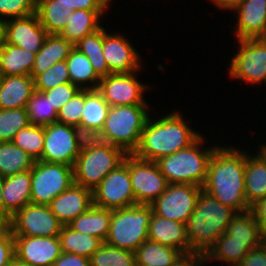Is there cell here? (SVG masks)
<instances>
[{
  "label": "cell",
  "mask_w": 266,
  "mask_h": 266,
  "mask_svg": "<svg viewBox=\"0 0 266 266\" xmlns=\"http://www.w3.org/2000/svg\"><path fill=\"white\" fill-rule=\"evenodd\" d=\"M245 150L218 145L208 163L202 190L236 213L251 210L245 198Z\"/></svg>",
  "instance_id": "1"
},
{
  "label": "cell",
  "mask_w": 266,
  "mask_h": 266,
  "mask_svg": "<svg viewBox=\"0 0 266 266\" xmlns=\"http://www.w3.org/2000/svg\"><path fill=\"white\" fill-rule=\"evenodd\" d=\"M174 111V112H173ZM171 111L162 117L147 119L142 131L138 148L133 153L137 158L147 161L158 159L173 154L194 143L202 134L190 127L183 113Z\"/></svg>",
  "instance_id": "2"
},
{
  "label": "cell",
  "mask_w": 266,
  "mask_h": 266,
  "mask_svg": "<svg viewBox=\"0 0 266 266\" xmlns=\"http://www.w3.org/2000/svg\"><path fill=\"white\" fill-rule=\"evenodd\" d=\"M237 213L214 197L201 191L193 214L186 223L191 253L206 254L226 232L229 221Z\"/></svg>",
  "instance_id": "3"
},
{
  "label": "cell",
  "mask_w": 266,
  "mask_h": 266,
  "mask_svg": "<svg viewBox=\"0 0 266 266\" xmlns=\"http://www.w3.org/2000/svg\"><path fill=\"white\" fill-rule=\"evenodd\" d=\"M204 135L194 143L156 161L169 184H192L202 187L205 183L208 163L215 148H204Z\"/></svg>",
  "instance_id": "4"
},
{
  "label": "cell",
  "mask_w": 266,
  "mask_h": 266,
  "mask_svg": "<svg viewBox=\"0 0 266 266\" xmlns=\"http://www.w3.org/2000/svg\"><path fill=\"white\" fill-rule=\"evenodd\" d=\"M149 104L113 106L101 130L103 140L133 154L139 146L142 131L150 116Z\"/></svg>",
  "instance_id": "5"
},
{
  "label": "cell",
  "mask_w": 266,
  "mask_h": 266,
  "mask_svg": "<svg viewBox=\"0 0 266 266\" xmlns=\"http://www.w3.org/2000/svg\"><path fill=\"white\" fill-rule=\"evenodd\" d=\"M152 214L151 206L143 204L112 210L109 233L105 243L135 252L148 240V228Z\"/></svg>",
  "instance_id": "6"
},
{
  "label": "cell",
  "mask_w": 266,
  "mask_h": 266,
  "mask_svg": "<svg viewBox=\"0 0 266 266\" xmlns=\"http://www.w3.org/2000/svg\"><path fill=\"white\" fill-rule=\"evenodd\" d=\"M126 155L121 148L106 142L81 151L73 165L74 183L92 191L123 163Z\"/></svg>",
  "instance_id": "7"
},
{
  "label": "cell",
  "mask_w": 266,
  "mask_h": 266,
  "mask_svg": "<svg viewBox=\"0 0 266 266\" xmlns=\"http://www.w3.org/2000/svg\"><path fill=\"white\" fill-rule=\"evenodd\" d=\"M73 183V166L37 160L31 169V203L49 205Z\"/></svg>",
  "instance_id": "8"
},
{
  "label": "cell",
  "mask_w": 266,
  "mask_h": 266,
  "mask_svg": "<svg viewBox=\"0 0 266 266\" xmlns=\"http://www.w3.org/2000/svg\"><path fill=\"white\" fill-rule=\"evenodd\" d=\"M238 51L229 62L228 75L246 84L266 86V44L259 39L237 40Z\"/></svg>",
  "instance_id": "9"
},
{
  "label": "cell",
  "mask_w": 266,
  "mask_h": 266,
  "mask_svg": "<svg viewBox=\"0 0 266 266\" xmlns=\"http://www.w3.org/2000/svg\"><path fill=\"white\" fill-rule=\"evenodd\" d=\"M92 197L93 205L104 209L116 210L135 205L128 169V154L123 163L104 177L92 190Z\"/></svg>",
  "instance_id": "10"
},
{
  "label": "cell",
  "mask_w": 266,
  "mask_h": 266,
  "mask_svg": "<svg viewBox=\"0 0 266 266\" xmlns=\"http://www.w3.org/2000/svg\"><path fill=\"white\" fill-rule=\"evenodd\" d=\"M128 169L135 205H150L169 185L155 161L143 160L134 154H128Z\"/></svg>",
  "instance_id": "11"
},
{
  "label": "cell",
  "mask_w": 266,
  "mask_h": 266,
  "mask_svg": "<svg viewBox=\"0 0 266 266\" xmlns=\"http://www.w3.org/2000/svg\"><path fill=\"white\" fill-rule=\"evenodd\" d=\"M202 187L192 184H169L150 206L153 214L186 224L193 214Z\"/></svg>",
  "instance_id": "12"
},
{
  "label": "cell",
  "mask_w": 266,
  "mask_h": 266,
  "mask_svg": "<svg viewBox=\"0 0 266 266\" xmlns=\"http://www.w3.org/2000/svg\"><path fill=\"white\" fill-rule=\"evenodd\" d=\"M62 226L48 205L26 204L10 218L13 236H58Z\"/></svg>",
  "instance_id": "13"
},
{
  "label": "cell",
  "mask_w": 266,
  "mask_h": 266,
  "mask_svg": "<svg viewBox=\"0 0 266 266\" xmlns=\"http://www.w3.org/2000/svg\"><path fill=\"white\" fill-rule=\"evenodd\" d=\"M137 74L138 71L102 77L97 90L110 107L148 104L143 94L151 85L143 84Z\"/></svg>",
  "instance_id": "14"
},
{
  "label": "cell",
  "mask_w": 266,
  "mask_h": 266,
  "mask_svg": "<svg viewBox=\"0 0 266 266\" xmlns=\"http://www.w3.org/2000/svg\"><path fill=\"white\" fill-rule=\"evenodd\" d=\"M79 154L73 126L59 122L44 126V148L40 161L73 166Z\"/></svg>",
  "instance_id": "15"
},
{
  "label": "cell",
  "mask_w": 266,
  "mask_h": 266,
  "mask_svg": "<svg viewBox=\"0 0 266 266\" xmlns=\"http://www.w3.org/2000/svg\"><path fill=\"white\" fill-rule=\"evenodd\" d=\"M103 27V56L111 74L141 71V54L122 33H109Z\"/></svg>",
  "instance_id": "16"
},
{
  "label": "cell",
  "mask_w": 266,
  "mask_h": 266,
  "mask_svg": "<svg viewBox=\"0 0 266 266\" xmlns=\"http://www.w3.org/2000/svg\"><path fill=\"white\" fill-rule=\"evenodd\" d=\"M15 258L29 266H53L62 254L58 236H14Z\"/></svg>",
  "instance_id": "17"
},
{
  "label": "cell",
  "mask_w": 266,
  "mask_h": 266,
  "mask_svg": "<svg viewBox=\"0 0 266 266\" xmlns=\"http://www.w3.org/2000/svg\"><path fill=\"white\" fill-rule=\"evenodd\" d=\"M48 33L40 24L36 13L6 20V43L37 53Z\"/></svg>",
  "instance_id": "18"
},
{
  "label": "cell",
  "mask_w": 266,
  "mask_h": 266,
  "mask_svg": "<svg viewBox=\"0 0 266 266\" xmlns=\"http://www.w3.org/2000/svg\"><path fill=\"white\" fill-rule=\"evenodd\" d=\"M93 205L92 191L73 183L48 205L62 225H68Z\"/></svg>",
  "instance_id": "19"
},
{
  "label": "cell",
  "mask_w": 266,
  "mask_h": 266,
  "mask_svg": "<svg viewBox=\"0 0 266 266\" xmlns=\"http://www.w3.org/2000/svg\"><path fill=\"white\" fill-rule=\"evenodd\" d=\"M237 15L235 39H259L266 31V0H242L233 10Z\"/></svg>",
  "instance_id": "20"
},
{
  "label": "cell",
  "mask_w": 266,
  "mask_h": 266,
  "mask_svg": "<svg viewBox=\"0 0 266 266\" xmlns=\"http://www.w3.org/2000/svg\"><path fill=\"white\" fill-rule=\"evenodd\" d=\"M148 240L173 247L183 255L190 254L186 224L181 222L152 214L148 228Z\"/></svg>",
  "instance_id": "21"
},
{
  "label": "cell",
  "mask_w": 266,
  "mask_h": 266,
  "mask_svg": "<svg viewBox=\"0 0 266 266\" xmlns=\"http://www.w3.org/2000/svg\"><path fill=\"white\" fill-rule=\"evenodd\" d=\"M257 151H245V198L250 207L266 197V156Z\"/></svg>",
  "instance_id": "22"
},
{
  "label": "cell",
  "mask_w": 266,
  "mask_h": 266,
  "mask_svg": "<svg viewBox=\"0 0 266 266\" xmlns=\"http://www.w3.org/2000/svg\"><path fill=\"white\" fill-rule=\"evenodd\" d=\"M2 196L3 214L9 218L31 203V170L5 177Z\"/></svg>",
  "instance_id": "23"
},
{
  "label": "cell",
  "mask_w": 266,
  "mask_h": 266,
  "mask_svg": "<svg viewBox=\"0 0 266 266\" xmlns=\"http://www.w3.org/2000/svg\"><path fill=\"white\" fill-rule=\"evenodd\" d=\"M34 91L35 84L31 75H2L0 79V109L25 108Z\"/></svg>",
  "instance_id": "24"
},
{
  "label": "cell",
  "mask_w": 266,
  "mask_h": 266,
  "mask_svg": "<svg viewBox=\"0 0 266 266\" xmlns=\"http://www.w3.org/2000/svg\"><path fill=\"white\" fill-rule=\"evenodd\" d=\"M74 46L60 34H48L43 47L36 53L31 76L35 79L55 63L65 61Z\"/></svg>",
  "instance_id": "25"
},
{
  "label": "cell",
  "mask_w": 266,
  "mask_h": 266,
  "mask_svg": "<svg viewBox=\"0 0 266 266\" xmlns=\"http://www.w3.org/2000/svg\"><path fill=\"white\" fill-rule=\"evenodd\" d=\"M106 11L73 10L68 15L69 21L60 34L73 46L82 38L90 35L102 27L101 21Z\"/></svg>",
  "instance_id": "26"
},
{
  "label": "cell",
  "mask_w": 266,
  "mask_h": 266,
  "mask_svg": "<svg viewBox=\"0 0 266 266\" xmlns=\"http://www.w3.org/2000/svg\"><path fill=\"white\" fill-rule=\"evenodd\" d=\"M111 216L112 210L92 205L85 213L72 220L68 226L105 242L109 233Z\"/></svg>",
  "instance_id": "27"
},
{
  "label": "cell",
  "mask_w": 266,
  "mask_h": 266,
  "mask_svg": "<svg viewBox=\"0 0 266 266\" xmlns=\"http://www.w3.org/2000/svg\"><path fill=\"white\" fill-rule=\"evenodd\" d=\"M35 58L36 53L5 43L0 48L1 75H30Z\"/></svg>",
  "instance_id": "28"
},
{
  "label": "cell",
  "mask_w": 266,
  "mask_h": 266,
  "mask_svg": "<svg viewBox=\"0 0 266 266\" xmlns=\"http://www.w3.org/2000/svg\"><path fill=\"white\" fill-rule=\"evenodd\" d=\"M225 234L232 237L233 241L246 242L251 249L260 246L265 240L251 210L237 213L229 221Z\"/></svg>",
  "instance_id": "29"
},
{
  "label": "cell",
  "mask_w": 266,
  "mask_h": 266,
  "mask_svg": "<svg viewBox=\"0 0 266 266\" xmlns=\"http://www.w3.org/2000/svg\"><path fill=\"white\" fill-rule=\"evenodd\" d=\"M250 250L246 242L233 241L232 237L223 234L205 254L206 264L213 263L215 260V262H224L227 266H236Z\"/></svg>",
  "instance_id": "30"
},
{
  "label": "cell",
  "mask_w": 266,
  "mask_h": 266,
  "mask_svg": "<svg viewBox=\"0 0 266 266\" xmlns=\"http://www.w3.org/2000/svg\"><path fill=\"white\" fill-rule=\"evenodd\" d=\"M183 254L170 246L146 240L135 251L136 264L141 266H173Z\"/></svg>",
  "instance_id": "31"
},
{
  "label": "cell",
  "mask_w": 266,
  "mask_h": 266,
  "mask_svg": "<svg viewBox=\"0 0 266 266\" xmlns=\"http://www.w3.org/2000/svg\"><path fill=\"white\" fill-rule=\"evenodd\" d=\"M70 82L80 89H97L101 78L96 74L89 59L73 48L66 59Z\"/></svg>",
  "instance_id": "32"
},
{
  "label": "cell",
  "mask_w": 266,
  "mask_h": 266,
  "mask_svg": "<svg viewBox=\"0 0 266 266\" xmlns=\"http://www.w3.org/2000/svg\"><path fill=\"white\" fill-rule=\"evenodd\" d=\"M62 252L74 253L87 258L104 243L101 239L73 230L63 225L58 235Z\"/></svg>",
  "instance_id": "33"
},
{
  "label": "cell",
  "mask_w": 266,
  "mask_h": 266,
  "mask_svg": "<svg viewBox=\"0 0 266 266\" xmlns=\"http://www.w3.org/2000/svg\"><path fill=\"white\" fill-rule=\"evenodd\" d=\"M72 12L73 10L57 3V0H37L36 14L48 34H61L69 21L68 15Z\"/></svg>",
  "instance_id": "34"
},
{
  "label": "cell",
  "mask_w": 266,
  "mask_h": 266,
  "mask_svg": "<svg viewBox=\"0 0 266 266\" xmlns=\"http://www.w3.org/2000/svg\"><path fill=\"white\" fill-rule=\"evenodd\" d=\"M35 159L12 141L0 142V174L3 177L31 170Z\"/></svg>",
  "instance_id": "35"
},
{
  "label": "cell",
  "mask_w": 266,
  "mask_h": 266,
  "mask_svg": "<svg viewBox=\"0 0 266 266\" xmlns=\"http://www.w3.org/2000/svg\"><path fill=\"white\" fill-rule=\"evenodd\" d=\"M103 27L82 38L74 48L83 53L91 62L96 74L102 78L111 74L103 56Z\"/></svg>",
  "instance_id": "36"
},
{
  "label": "cell",
  "mask_w": 266,
  "mask_h": 266,
  "mask_svg": "<svg viewBox=\"0 0 266 266\" xmlns=\"http://www.w3.org/2000/svg\"><path fill=\"white\" fill-rule=\"evenodd\" d=\"M109 109V104L97 89H85V103L80 124L101 131Z\"/></svg>",
  "instance_id": "37"
},
{
  "label": "cell",
  "mask_w": 266,
  "mask_h": 266,
  "mask_svg": "<svg viewBox=\"0 0 266 266\" xmlns=\"http://www.w3.org/2000/svg\"><path fill=\"white\" fill-rule=\"evenodd\" d=\"M25 110L32 125L46 126L57 122L58 112L43 92L34 91Z\"/></svg>",
  "instance_id": "38"
},
{
  "label": "cell",
  "mask_w": 266,
  "mask_h": 266,
  "mask_svg": "<svg viewBox=\"0 0 266 266\" xmlns=\"http://www.w3.org/2000/svg\"><path fill=\"white\" fill-rule=\"evenodd\" d=\"M89 259L91 266H136L135 252L105 242Z\"/></svg>",
  "instance_id": "39"
},
{
  "label": "cell",
  "mask_w": 266,
  "mask_h": 266,
  "mask_svg": "<svg viewBox=\"0 0 266 266\" xmlns=\"http://www.w3.org/2000/svg\"><path fill=\"white\" fill-rule=\"evenodd\" d=\"M12 142L37 161L44 148V126L30 124L20 129Z\"/></svg>",
  "instance_id": "40"
},
{
  "label": "cell",
  "mask_w": 266,
  "mask_h": 266,
  "mask_svg": "<svg viewBox=\"0 0 266 266\" xmlns=\"http://www.w3.org/2000/svg\"><path fill=\"white\" fill-rule=\"evenodd\" d=\"M29 125L25 108L0 109V142L12 141L20 129Z\"/></svg>",
  "instance_id": "41"
},
{
  "label": "cell",
  "mask_w": 266,
  "mask_h": 266,
  "mask_svg": "<svg viewBox=\"0 0 266 266\" xmlns=\"http://www.w3.org/2000/svg\"><path fill=\"white\" fill-rule=\"evenodd\" d=\"M66 83H71L66 60L55 63L34 79L35 90L39 92L47 91Z\"/></svg>",
  "instance_id": "42"
},
{
  "label": "cell",
  "mask_w": 266,
  "mask_h": 266,
  "mask_svg": "<svg viewBox=\"0 0 266 266\" xmlns=\"http://www.w3.org/2000/svg\"><path fill=\"white\" fill-rule=\"evenodd\" d=\"M85 103V89H80L66 104L58 111L57 122L69 126L81 123Z\"/></svg>",
  "instance_id": "43"
},
{
  "label": "cell",
  "mask_w": 266,
  "mask_h": 266,
  "mask_svg": "<svg viewBox=\"0 0 266 266\" xmlns=\"http://www.w3.org/2000/svg\"><path fill=\"white\" fill-rule=\"evenodd\" d=\"M37 0H0V18L25 17L36 13Z\"/></svg>",
  "instance_id": "44"
},
{
  "label": "cell",
  "mask_w": 266,
  "mask_h": 266,
  "mask_svg": "<svg viewBox=\"0 0 266 266\" xmlns=\"http://www.w3.org/2000/svg\"><path fill=\"white\" fill-rule=\"evenodd\" d=\"M73 129L77 147L80 152L99 146L104 142L101 131L93 130L82 124L73 126Z\"/></svg>",
  "instance_id": "45"
},
{
  "label": "cell",
  "mask_w": 266,
  "mask_h": 266,
  "mask_svg": "<svg viewBox=\"0 0 266 266\" xmlns=\"http://www.w3.org/2000/svg\"><path fill=\"white\" fill-rule=\"evenodd\" d=\"M80 88L72 83L60 84L53 89L43 91L45 96L49 98L57 112L66 104Z\"/></svg>",
  "instance_id": "46"
},
{
  "label": "cell",
  "mask_w": 266,
  "mask_h": 266,
  "mask_svg": "<svg viewBox=\"0 0 266 266\" xmlns=\"http://www.w3.org/2000/svg\"><path fill=\"white\" fill-rule=\"evenodd\" d=\"M71 10L107 11L111 3L108 0H57Z\"/></svg>",
  "instance_id": "47"
},
{
  "label": "cell",
  "mask_w": 266,
  "mask_h": 266,
  "mask_svg": "<svg viewBox=\"0 0 266 266\" xmlns=\"http://www.w3.org/2000/svg\"><path fill=\"white\" fill-rule=\"evenodd\" d=\"M15 259V241L11 231L0 238V266H8Z\"/></svg>",
  "instance_id": "48"
},
{
  "label": "cell",
  "mask_w": 266,
  "mask_h": 266,
  "mask_svg": "<svg viewBox=\"0 0 266 266\" xmlns=\"http://www.w3.org/2000/svg\"><path fill=\"white\" fill-rule=\"evenodd\" d=\"M236 266H266V243L251 249Z\"/></svg>",
  "instance_id": "49"
},
{
  "label": "cell",
  "mask_w": 266,
  "mask_h": 266,
  "mask_svg": "<svg viewBox=\"0 0 266 266\" xmlns=\"http://www.w3.org/2000/svg\"><path fill=\"white\" fill-rule=\"evenodd\" d=\"M53 266H91L90 259L74 253L62 252Z\"/></svg>",
  "instance_id": "50"
},
{
  "label": "cell",
  "mask_w": 266,
  "mask_h": 266,
  "mask_svg": "<svg viewBox=\"0 0 266 266\" xmlns=\"http://www.w3.org/2000/svg\"><path fill=\"white\" fill-rule=\"evenodd\" d=\"M263 238H266V197L251 207Z\"/></svg>",
  "instance_id": "51"
},
{
  "label": "cell",
  "mask_w": 266,
  "mask_h": 266,
  "mask_svg": "<svg viewBox=\"0 0 266 266\" xmlns=\"http://www.w3.org/2000/svg\"><path fill=\"white\" fill-rule=\"evenodd\" d=\"M206 257L202 253L182 255L173 266H205Z\"/></svg>",
  "instance_id": "52"
},
{
  "label": "cell",
  "mask_w": 266,
  "mask_h": 266,
  "mask_svg": "<svg viewBox=\"0 0 266 266\" xmlns=\"http://www.w3.org/2000/svg\"><path fill=\"white\" fill-rule=\"evenodd\" d=\"M208 1V0H207ZM212 4L219 7V10H225L232 12L242 0H209Z\"/></svg>",
  "instance_id": "53"
},
{
  "label": "cell",
  "mask_w": 266,
  "mask_h": 266,
  "mask_svg": "<svg viewBox=\"0 0 266 266\" xmlns=\"http://www.w3.org/2000/svg\"><path fill=\"white\" fill-rule=\"evenodd\" d=\"M10 231V218L0 213V238Z\"/></svg>",
  "instance_id": "54"
},
{
  "label": "cell",
  "mask_w": 266,
  "mask_h": 266,
  "mask_svg": "<svg viewBox=\"0 0 266 266\" xmlns=\"http://www.w3.org/2000/svg\"><path fill=\"white\" fill-rule=\"evenodd\" d=\"M6 43V20L0 18V48Z\"/></svg>",
  "instance_id": "55"
},
{
  "label": "cell",
  "mask_w": 266,
  "mask_h": 266,
  "mask_svg": "<svg viewBox=\"0 0 266 266\" xmlns=\"http://www.w3.org/2000/svg\"><path fill=\"white\" fill-rule=\"evenodd\" d=\"M4 179H5V177H3L0 174V213H2V214H3V196H2V190H3Z\"/></svg>",
  "instance_id": "56"
},
{
  "label": "cell",
  "mask_w": 266,
  "mask_h": 266,
  "mask_svg": "<svg viewBox=\"0 0 266 266\" xmlns=\"http://www.w3.org/2000/svg\"><path fill=\"white\" fill-rule=\"evenodd\" d=\"M8 266H29L27 264H24L20 261H18L16 258L8 265Z\"/></svg>",
  "instance_id": "57"
},
{
  "label": "cell",
  "mask_w": 266,
  "mask_h": 266,
  "mask_svg": "<svg viewBox=\"0 0 266 266\" xmlns=\"http://www.w3.org/2000/svg\"><path fill=\"white\" fill-rule=\"evenodd\" d=\"M260 148H258L265 156H266V143H261V145H259Z\"/></svg>",
  "instance_id": "58"
},
{
  "label": "cell",
  "mask_w": 266,
  "mask_h": 266,
  "mask_svg": "<svg viewBox=\"0 0 266 266\" xmlns=\"http://www.w3.org/2000/svg\"><path fill=\"white\" fill-rule=\"evenodd\" d=\"M260 39L266 44V31H265V33L260 37Z\"/></svg>",
  "instance_id": "59"
}]
</instances>
